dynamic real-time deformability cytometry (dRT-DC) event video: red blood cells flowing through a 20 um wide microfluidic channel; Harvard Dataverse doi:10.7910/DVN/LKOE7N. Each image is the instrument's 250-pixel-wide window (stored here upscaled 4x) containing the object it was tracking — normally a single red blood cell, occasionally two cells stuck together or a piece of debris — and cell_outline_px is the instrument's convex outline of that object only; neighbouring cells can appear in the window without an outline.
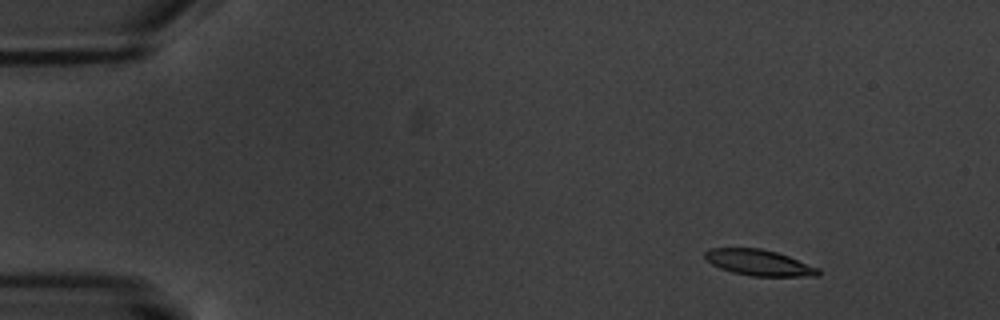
{"species": "common noctule bat (a hibernating species)", "species_latin": "Nyctalus noctula", "temperature_condition": "warm", "stored_images_in_passage": 5, "camera_frame_rate_fps": 3000, "um_per_image_px": 0.085, "animal": {"sex": "male", "body_mass_g": 20.1, "forearm_length_mm": 53.5}, "frame": {"image": 1, "passage_image": 2, "time_ms": 1.333, "image_size_px": [1000, 320], "cell_outline_px": [[820, 276], [752, 276], [732, 272], [720, 268], [712, 264], [704, 256], [704, 252], [712, 248], [760, 248], [776, 252], [788, 256], [820, 268]], "centroid_in_image_um": [64.54, 22.33], "position_along_channel_um": 20.5, "area_um2": 17.05}}
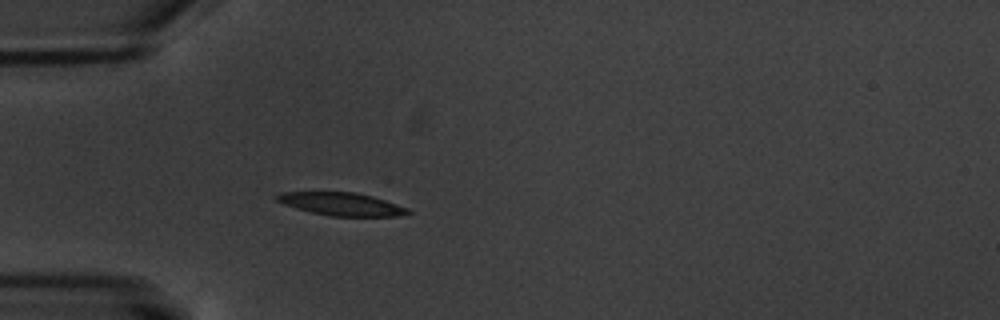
{"frame": {"image": 2, "passage_image": 5, "time_ms": 5.0, "image_size_px": [1000, 320], "cell_outline_px": [[412, 212], [396, 216], [332, 216], [312, 212], [296, 208], [284, 204], [276, 200], [272, 196], [280, 192], [356, 192], [372, 196], [408, 208]], "centroid_in_image_um": [28.98, 17.33], "position_along_channel_um": 56.0, "area_um2": 17.4}}